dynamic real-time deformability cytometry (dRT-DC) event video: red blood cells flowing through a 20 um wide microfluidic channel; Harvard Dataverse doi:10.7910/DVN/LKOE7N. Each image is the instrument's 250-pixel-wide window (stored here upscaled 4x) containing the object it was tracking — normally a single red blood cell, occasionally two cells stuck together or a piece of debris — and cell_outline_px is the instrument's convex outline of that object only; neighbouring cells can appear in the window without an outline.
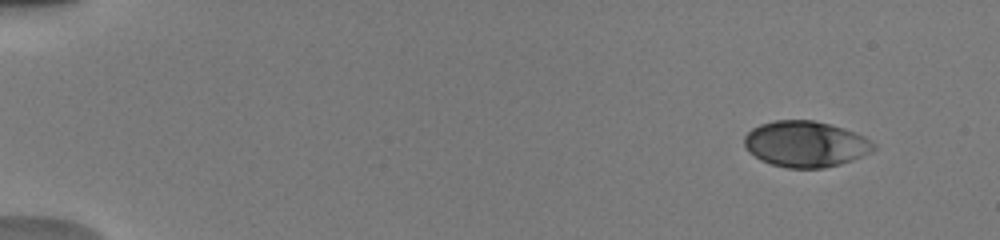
{"species": "human", "species_latin": "Homo sapiens", "temperature_condition": "warm", "stored_images_in_passage": 15, "camera_frame_rate_fps": 3000, "um_per_image_px": 0.085, "donor": {"sex": "male"}, "frame": {"image": 1, "passage_image": 1, "time_ms": 0.0, "image_size_px": [1000, 240], "cell_outline_px": [[876, 148], [872, 152], [852, 160], [840, 164], [824, 168], [788, 168], [772, 164], [760, 160], [748, 152], [744, 144], [744, 136], [752, 128], [760, 124], [776, 120], [812, 120], [828, 124], [856, 132], [864, 136], [876, 144]], "centroid_in_image_um": [68.47, 12.25], "position_along_channel_um": 16.5, "area_um2": 34.74}}
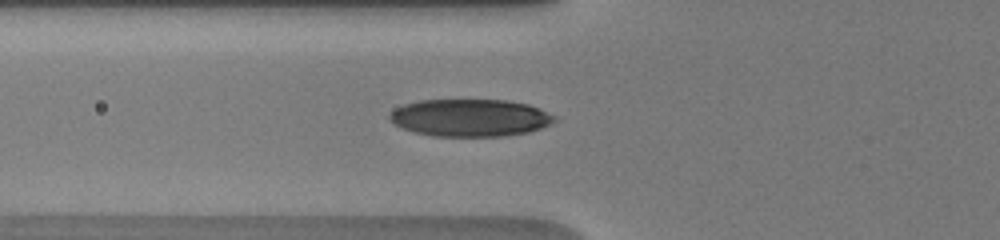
{"frame": {"image": 2, "passage_image": 12, "time_ms": 5.333, "image_size_px": [1000, 240], "cell_outline_px": [[556, 120], [540, 128], [528, 132], [500, 136], [432, 136], [416, 132], [404, 128], [388, 120], [388, 116], [396, 108], [404, 104], [420, 100], [508, 100], [528, 104], [540, 108], [556, 116]], "centroid_in_image_um": [39.96, 10.0], "position_along_channel_um": 85.8, "area_um2": 35.78}}
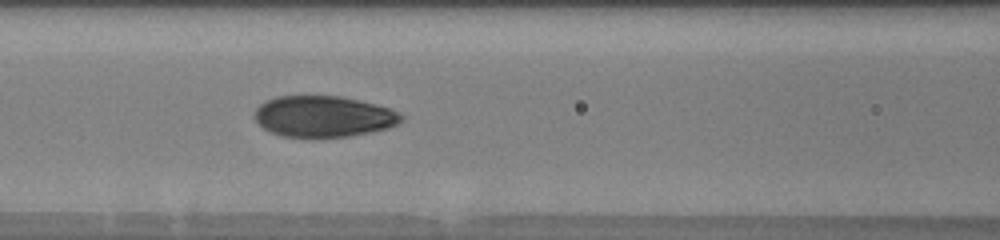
{"frame": {"image": 3, "passage_image": 15, "time_ms": 6.667, "image_size_px": [1000, 240], "cell_outline_px": [[404, 116], [396, 124], [388, 128], [348, 136], [312, 140], [280, 136], [264, 128], [256, 120], [252, 112], [260, 104], [276, 96], [340, 96], [376, 104], [392, 108], [400, 112]], "centroid_in_image_um": [27.47, 9.92], "position_along_channel_um": 139.1, "area_um2": 35.84}}